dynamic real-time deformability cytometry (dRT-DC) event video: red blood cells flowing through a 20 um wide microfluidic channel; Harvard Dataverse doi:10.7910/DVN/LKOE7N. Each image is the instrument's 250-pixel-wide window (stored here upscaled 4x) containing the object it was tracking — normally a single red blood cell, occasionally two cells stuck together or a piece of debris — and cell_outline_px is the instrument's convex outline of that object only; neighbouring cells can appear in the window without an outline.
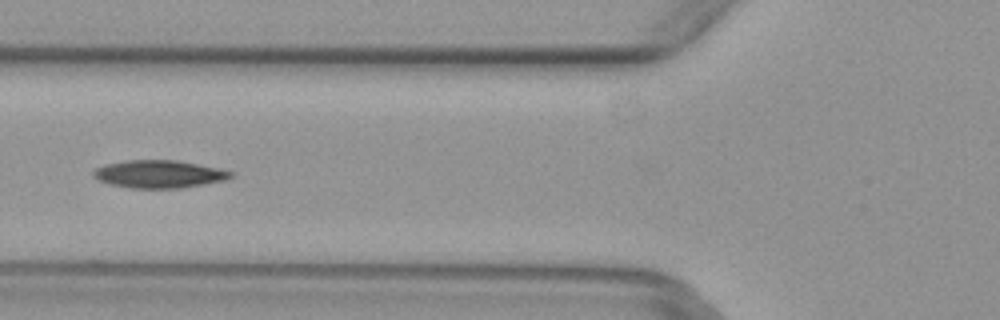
{"species": "common noctule bat (a hibernating species)", "species_latin": "Nyctalus noctula", "temperature_condition": "warm", "stored_images_in_passage": 6, "camera_frame_rate_fps": 3000, "um_per_image_px": 0.085, "animal": {"sex": "female", "body_mass_g": 29.2, "forearm_length_mm": 56.3}, "frame": {"image": 1, "passage_image": 6, "time_ms": 1.667, "image_size_px": [1000, 320], "cell_outline_px": [[236, 176], [228, 180], [184, 188], [128, 188], [96, 180], [92, 176], [92, 172], [96, 168], [104, 164], [128, 160], [176, 160], [220, 168], [236, 172]], "centroid_in_image_um": [13.58, 14.8], "position_along_channel_um": 112.2, "area_um2": 22.66}}